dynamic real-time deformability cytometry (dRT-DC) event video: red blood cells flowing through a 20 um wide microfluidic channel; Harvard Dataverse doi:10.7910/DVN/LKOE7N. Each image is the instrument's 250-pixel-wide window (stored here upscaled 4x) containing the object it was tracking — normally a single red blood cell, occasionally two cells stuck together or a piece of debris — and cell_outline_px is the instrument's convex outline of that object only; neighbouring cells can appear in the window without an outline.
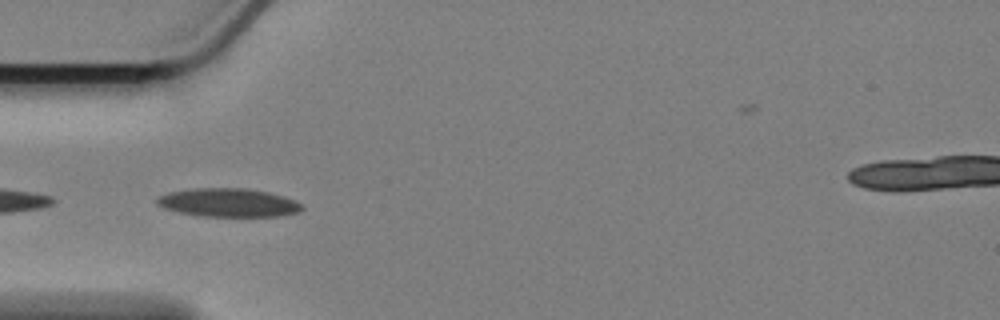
{"species": "Egyptian fruit bat (a non-hibernating species)", "species_latin": "Rousettus aegyptiacus", "temperature_condition": "cold", "stored_images_in_passage": 8, "camera_frame_rate_fps": 3000, "um_per_image_px": 0.085, "animal": {"sex": "female"}, "frame": {"image": 1, "passage_image": 2, "time_ms": 0.333, "image_size_px": [1000, 320], "cell_outline_px": [[304, 208], [300, 212], [276, 216], [200, 216], [180, 212], [164, 208], [156, 204], [156, 200], [160, 196], [168, 192], [192, 188], [244, 188], [268, 192], [284, 196], [296, 200], [304, 204]], "centroid_in_image_um": [19.45, 17.22], "position_along_channel_um": 65.6, "area_um2": 24.16}}